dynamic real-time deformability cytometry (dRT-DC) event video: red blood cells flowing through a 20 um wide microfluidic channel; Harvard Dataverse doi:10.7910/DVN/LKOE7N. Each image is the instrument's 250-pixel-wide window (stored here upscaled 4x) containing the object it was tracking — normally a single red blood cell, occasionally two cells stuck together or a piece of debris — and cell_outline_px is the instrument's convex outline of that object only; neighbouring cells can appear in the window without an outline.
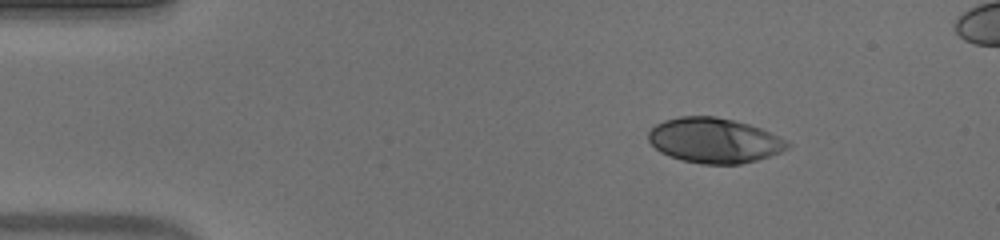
{"species": "human", "species_latin": "Homo sapiens", "temperature_condition": "warm", "stored_images_in_passage": 45, "camera_frame_rate_fps": 3000, "um_per_image_px": 0.085, "donor": {"sex": "male"}, "frame": {"image": 1, "passage_image": 1, "time_ms": 0.0, "image_size_px": [1000, 240], "cell_outline_px": [[792, 144], [788, 148], [780, 152], [756, 160], [740, 164], [700, 164], [680, 160], [668, 156], [660, 152], [648, 140], [648, 132], [656, 124], [664, 120], [680, 116], [716, 116], [748, 124], [760, 128], [788, 140]], "centroid_in_image_um": [60.7, 11.94], "position_along_channel_um": 24.3, "area_um2": 36.59}}
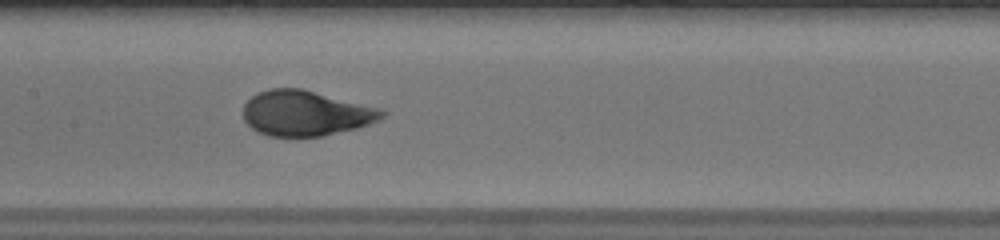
{"frame": {"image": 2, "passage_image": 19, "time_ms": 6.0, "image_size_px": [1000, 240], "cell_outline_px": [[384, 116], [380, 120], [356, 128], [320, 136], [268, 136], [252, 128], [244, 120], [244, 104], [252, 96], [268, 88], [304, 88], [380, 108], [384, 112]], "centroid_in_image_um": [25.98, 9.6], "position_along_channel_um": 181.4, "area_um2": 36.47}}
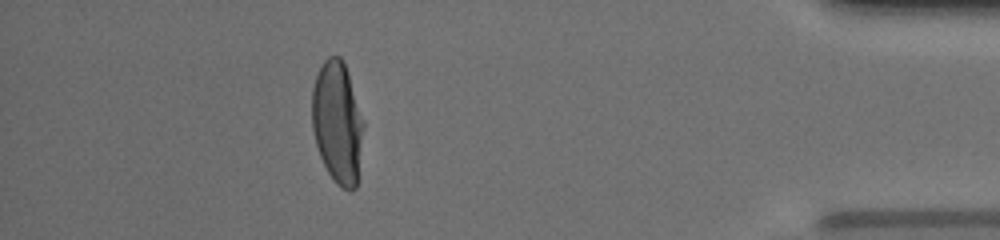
{"frame": {"image": 3, "passage_image": 40, "time_ms": 13.0, "image_size_px": [1000, 240], "cell_outline_px": [[364, 124], [356, 188], [352, 192], [348, 192], [340, 188], [336, 184], [328, 172], [320, 156], [316, 144], [312, 128], [312, 88], [316, 76], [324, 60], [328, 56], [340, 56], [344, 60], [364, 120]], "centroid_in_image_um": [28.69, 10.42], "position_along_channel_um": 406.5, "area_um2": 36.93}}